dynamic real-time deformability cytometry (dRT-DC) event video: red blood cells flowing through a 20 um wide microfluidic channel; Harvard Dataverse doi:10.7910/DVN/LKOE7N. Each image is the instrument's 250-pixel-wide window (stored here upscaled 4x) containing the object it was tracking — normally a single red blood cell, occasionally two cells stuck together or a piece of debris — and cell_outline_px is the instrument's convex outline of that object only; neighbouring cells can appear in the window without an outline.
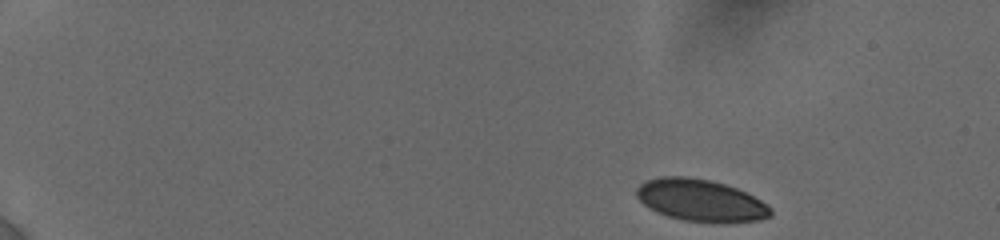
{"species": "human", "species_latin": "Homo sapiens", "temperature_condition": "cold", "stored_images_in_passage": 14, "camera_frame_rate_fps": 3000, "um_per_image_px": 0.085, "donor": {"sex": "female"}, "frame": {"image": 1, "passage_image": 1, "time_ms": 0.0, "image_size_px": [1000, 240], "cell_outline_px": [[772, 216], [760, 220], [724, 224], [684, 220], [668, 216], [656, 212], [648, 208], [636, 196], [636, 188], [644, 180], [660, 176], [688, 176], [708, 180], [724, 184], [736, 188], [760, 200], [772, 208]], "centroid_in_image_um": [59.55, 17.04], "position_along_channel_um": 25.5, "area_um2": 33.18}}
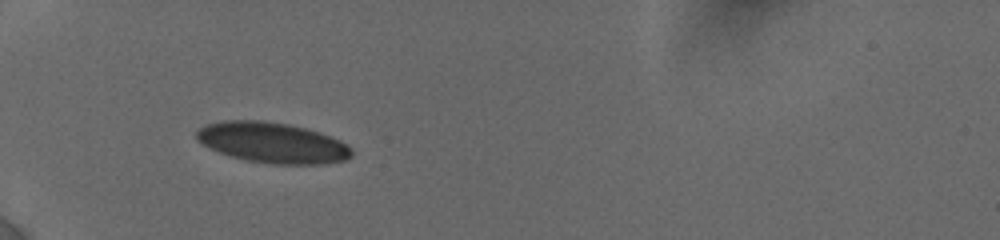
{"frame": {"image": 2, "passage_image": 13, "time_ms": 4.0, "image_size_px": [1000, 240], "cell_outline_px": [[352, 156], [344, 160], [324, 164], [272, 164], [248, 160], [232, 156], [220, 152], [196, 140], [196, 128], [204, 124], [224, 120], [264, 120], [288, 124], [320, 132], [340, 140], [352, 148]], "centroid_in_image_um": [23.15, 12.11], "position_along_channel_um": 61.9, "area_um2": 36.7}}